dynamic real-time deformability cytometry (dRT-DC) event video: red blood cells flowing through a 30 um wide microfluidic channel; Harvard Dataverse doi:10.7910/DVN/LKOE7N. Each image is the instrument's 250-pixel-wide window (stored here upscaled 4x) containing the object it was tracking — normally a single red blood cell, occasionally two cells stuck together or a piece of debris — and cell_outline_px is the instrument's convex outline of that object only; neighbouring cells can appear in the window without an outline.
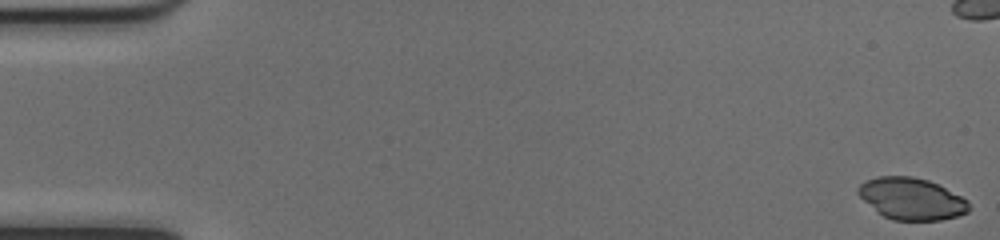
{"species": "common noctule bat (a hibernating species)", "species_latin": "Nyctalus noctula", "temperature_condition": "cold", "stored_images_in_passage": 52, "camera_frame_rate_fps": 3000, "um_per_image_px": 0.085, "animal": {"sex": "female", "body_mass_g": 17.0, "forearm_length_mm": 48.0}, "frame": {"image": 1, "passage_image": 1, "time_ms": 0.0, "image_size_px": [1000, 240], "cell_outline_px": [[968, 212], [956, 216], [940, 220], [892, 220], [876, 212], [856, 192], [856, 188], [860, 184], [876, 176], [912, 176], [928, 180], [968, 200]], "centroid_in_image_um": [77.43, 16.89], "position_along_channel_um": 7.6, "area_um2": 26.76}}